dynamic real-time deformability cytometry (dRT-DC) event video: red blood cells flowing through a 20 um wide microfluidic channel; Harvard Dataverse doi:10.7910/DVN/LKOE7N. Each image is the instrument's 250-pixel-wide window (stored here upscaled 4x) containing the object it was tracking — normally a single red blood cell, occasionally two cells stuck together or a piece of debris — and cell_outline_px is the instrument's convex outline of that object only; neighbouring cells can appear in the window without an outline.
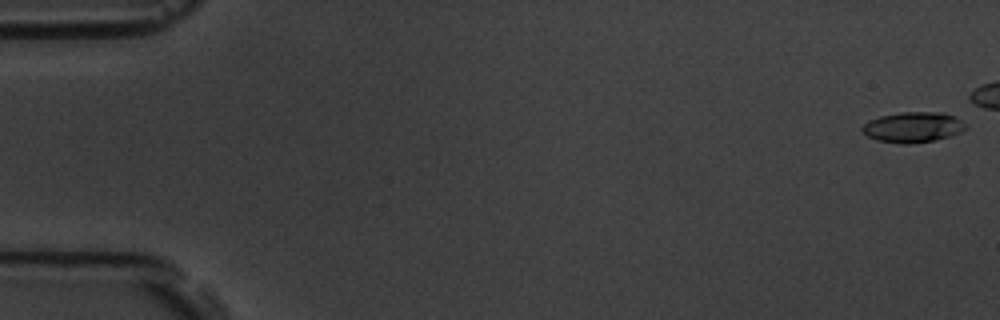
{"species": "common noctule bat (a hibernating species)", "species_latin": "Nyctalus noctula", "temperature_condition": "room temperature", "stored_images_in_passage": 8, "segment_of_instrument_passage": [1, 2], "camera_frame_rate_fps": 3000, "um_per_image_px": 0.085, "animal": {"sex": "male", "body_mass_g": 19.5, "forearm_length_mm": 54.6}, "frame": {"image": 1, "passage_image": 1, "time_ms": 0.0, "image_size_px": [1000, 320], "cell_outline_px": [[968, 128], [960, 132], [948, 136], [932, 140], [908, 144], [904, 144], [876, 140], [868, 136], [860, 128], [868, 120], [880, 116], [900, 112], [944, 112], [956, 116], [968, 124]], "centroid_in_image_um": [77.63, 10.79], "position_along_channel_um": 7.4, "area_um2": 18.44}}
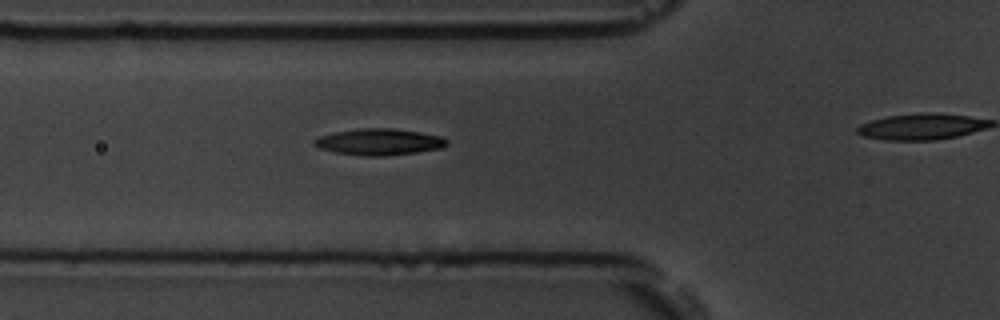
{"frame": {"image": 2, "passage_image": 7, "time_ms": 6.667, "image_size_px": [1000, 320], "cell_outline_px": [[448, 144], [440, 148], [416, 152], [380, 156], [364, 156], [336, 152], [320, 148], [312, 144], [312, 140], [320, 136], [336, 132], [360, 128], [392, 128], [420, 132], [444, 136], [448, 140]], "centroid_in_image_um": [32.24, 12.05], "position_along_channel_um": 93.6, "area_um2": 20.35}}